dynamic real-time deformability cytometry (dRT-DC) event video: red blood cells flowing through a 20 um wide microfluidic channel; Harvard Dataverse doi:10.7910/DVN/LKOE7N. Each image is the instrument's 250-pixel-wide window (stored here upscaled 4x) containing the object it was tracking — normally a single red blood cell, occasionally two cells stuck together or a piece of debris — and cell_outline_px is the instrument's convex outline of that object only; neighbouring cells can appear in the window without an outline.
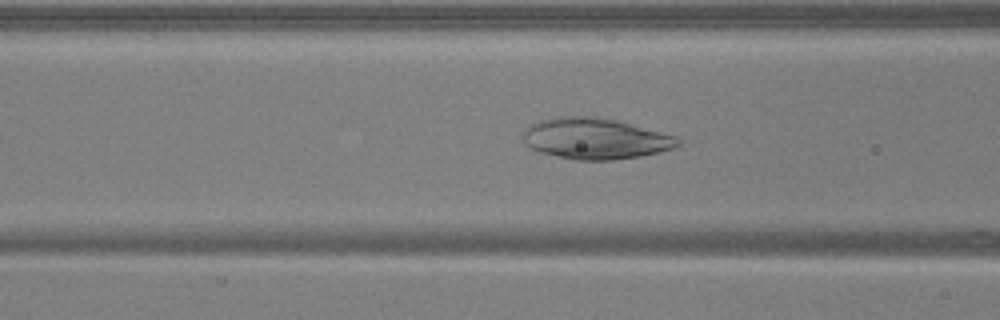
{"species": "common noctule bat (a hibernating species)", "species_latin": "Nyctalus noctula", "temperature_condition": "warm", "stored_images_in_passage": 40, "camera_frame_rate_fps": 3000, "um_per_image_px": 0.085, "animal": {"sex": "male", "body_mass_g": 17.9, "forearm_length_mm": 54.2}, "frame": {"image": 1, "passage_image": 9, "time_ms": 2.667, "image_size_px": [1000, 320], "cell_outline_px": [[680, 144], [672, 148], [660, 152], [640, 156], [612, 160], [576, 160], [540, 152], [524, 144], [524, 128], [540, 120], [560, 116], [596, 116], [616, 120], [680, 136]], "centroid_in_image_um": [50.63, 11.77], "position_along_channel_um": 116.0, "area_um2": 37.17}}
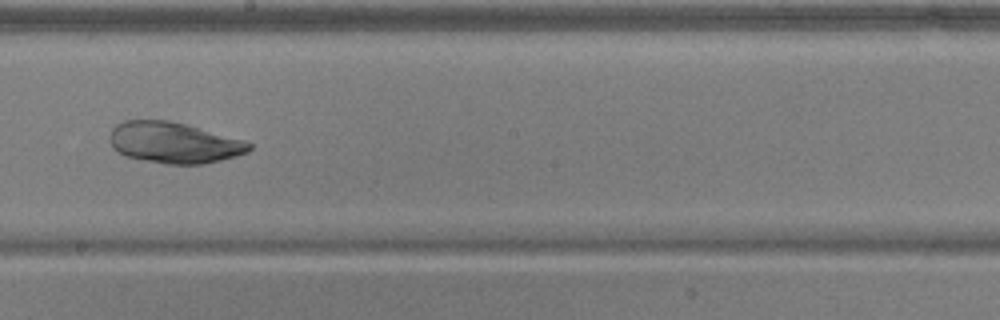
{"frame": {"image": 2, "passage_image": 18, "time_ms": 5.667, "image_size_px": [1000, 320], "cell_outline_px": [[252, 148], [248, 152], [236, 156], [204, 164], [168, 164], [128, 156], [112, 148], [108, 140], [108, 136], [112, 128], [116, 124], [124, 120], [168, 120], [184, 124], [244, 140], [252, 144]], "centroid_in_image_um": [14.76, 12.12], "position_along_channel_um": 233.4, "area_um2": 33.12}}
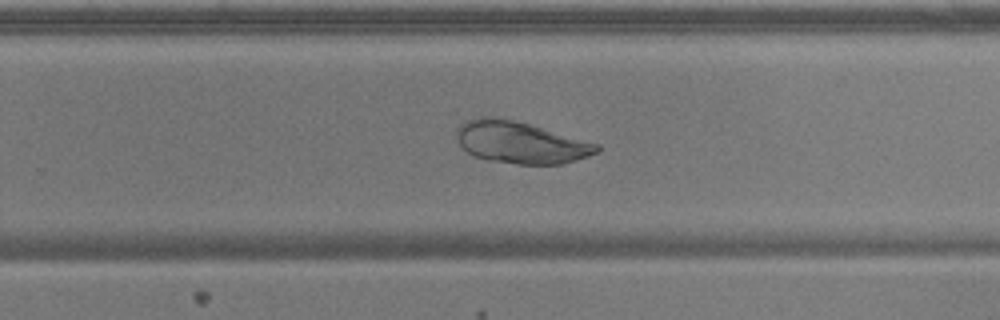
{"frame": {"image": 3, "passage_image": 22, "time_ms": 7.0, "image_size_px": [1000, 320], "cell_outline_px": [[600, 148], [596, 152], [588, 156], [576, 160], [560, 164], [516, 164], [488, 160], [476, 156], [468, 152], [460, 144], [456, 136], [456, 128], [464, 120], [480, 116], [496, 116], [528, 124], [600, 144]], "centroid_in_image_um": [44.2, 12.09], "position_along_channel_um": 285.6, "area_um2": 34.1}}